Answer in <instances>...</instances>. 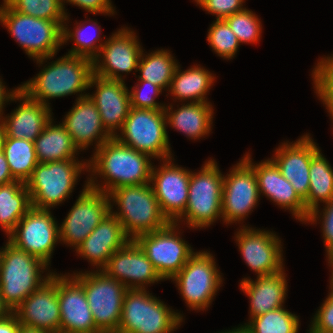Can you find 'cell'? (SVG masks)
<instances>
[{
	"instance_id": "1",
	"label": "cell",
	"mask_w": 333,
	"mask_h": 333,
	"mask_svg": "<svg viewBox=\"0 0 333 333\" xmlns=\"http://www.w3.org/2000/svg\"><path fill=\"white\" fill-rule=\"evenodd\" d=\"M149 155L138 152L130 146L119 142L112 137L102 144L89 161L88 168L92 172L104 176V186L95 183L90 177L89 187L109 193L116 188L130 185L148 184L150 182L152 164Z\"/></svg>"
},
{
	"instance_id": "2",
	"label": "cell",
	"mask_w": 333,
	"mask_h": 333,
	"mask_svg": "<svg viewBox=\"0 0 333 333\" xmlns=\"http://www.w3.org/2000/svg\"><path fill=\"white\" fill-rule=\"evenodd\" d=\"M92 75L91 59L66 54L20 86V90L29 98L49 106L48 98L64 97L88 89Z\"/></svg>"
},
{
	"instance_id": "3",
	"label": "cell",
	"mask_w": 333,
	"mask_h": 333,
	"mask_svg": "<svg viewBox=\"0 0 333 333\" xmlns=\"http://www.w3.org/2000/svg\"><path fill=\"white\" fill-rule=\"evenodd\" d=\"M108 196L120 208V212L115 213L110 206V212L121 222L131 240L141 234L162 229L170 223L162 213L150 183L122 186L110 191Z\"/></svg>"
},
{
	"instance_id": "4",
	"label": "cell",
	"mask_w": 333,
	"mask_h": 333,
	"mask_svg": "<svg viewBox=\"0 0 333 333\" xmlns=\"http://www.w3.org/2000/svg\"><path fill=\"white\" fill-rule=\"evenodd\" d=\"M2 249L0 250V295L13 312L32 292L47 281L52 273L43 278L40 272L46 270L47 264L9 241Z\"/></svg>"
},
{
	"instance_id": "5",
	"label": "cell",
	"mask_w": 333,
	"mask_h": 333,
	"mask_svg": "<svg viewBox=\"0 0 333 333\" xmlns=\"http://www.w3.org/2000/svg\"><path fill=\"white\" fill-rule=\"evenodd\" d=\"M0 21L26 51V54L43 64L54 57L62 45L63 22H55L21 14L5 1L0 7Z\"/></svg>"
},
{
	"instance_id": "6",
	"label": "cell",
	"mask_w": 333,
	"mask_h": 333,
	"mask_svg": "<svg viewBox=\"0 0 333 333\" xmlns=\"http://www.w3.org/2000/svg\"><path fill=\"white\" fill-rule=\"evenodd\" d=\"M181 322V314L169 309L145 289H128L116 333H170Z\"/></svg>"
},
{
	"instance_id": "7",
	"label": "cell",
	"mask_w": 333,
	"mask_h": 333,
	"mask_svg": "<svg viewBox=\"0 0 333 333\" xmlns=\"http://www.w3.org/2000/svg\"><path fill=\"white\" fill-rule=\"evenodd\" d=\"M85 163H79L76 159L38 163L25 182L32 207L50 210V207L65 201L81 171L88 168Z\"/></svg>"
},
{
	"instance_id": "8",
	"label": "cell",
	"mask_w": 333,
	"mask_h": 333,
	"mask_svg": "<svg viewBox=\"0 0 333 333\" xmlns=\"http://www.w3.org/2000/svg\"><path fill=\"white\" fill-rule=\"evenodd\" d=\"M223 175L217 163L209 160L198 173L191 172L188 202L184 213L189 227H206L222 218Z\"/></svg>"
},
{
	"instance_id": "9",
	"label": "cell",
	"mask_w": 333,
	"mask_h": 333,
	"mask_svg": "<svg viewBox=\"0 0 333 333\" xmlns=\"http://www.w3.org/2000/svg\"><path fill=\"white\" fill-rule=\"evenodd\" d=\"M84 288L96 327L102 333H116L121 320L123 299L128 288L103 271L73 276Z\"/></svg>"
},
{
	"instance_id": "10",
	"label": "cell",
	"mask_w": 333,
	"mask_h": 333,
	"mask_svg": "<svg viewBox=\"0 0 333 333\" xmlns=\"http://www.w3.org/2000/svg\"><path fill=\"white\" fill-rule=\"evenodd\" d=\"M166 120L164 110L130 107L120 130L122 135H116L115 138L122 144L149 155L150 158H172Z\"/></svg>"
},
{
	"instance_id": "11",
	"label": "cell",
	"mask_w": 333,
	"mask_h": 333,
	"mask_svg": "<svg viewBox=\"0 0 333 333\" xmlns=\"http://www.w3.org/2000/svg\"><path fill=\"white\" fill-rule=\"evenodd\" d=\"M215 259L207 251L194 253L185 266L171 279L176 281L190 309H205L222 283Z\"/></svg>"
},
{
	"instance_id": "12",
	"label": "cell",
	"mask_w": 333,
	"mask_h": 333,
	"mask_svg": "<svg viewBox=\"0 0 333 333\" xmlns=\"http://www.w3.org/2000/svg\"><path fill=\"white\" fill-rule=\"evenodd\" d=\"M176 226V222H170L162 229L134 239L164 280L177 274L195 253L176 235Z\"/></svg>"
},
{
	"instance_id": "13",
	"label": "cell",
	"mask_w": 333,
	"mask_h": 333,
	"mask_svg": "<svg viewBox=\"0 0 333 333\" xmlns=\"http://www.w3.org/2000/svg\"><path fill=\"white\" fill-rule=\"evenodd\" d=\"M107 193L86 184L81 195L59 227L60 241L77 248L110 212Z\"/></svg>"
},
{
	"instance_id": "14",
	"label": "cell",
	"mask_w": 333,
	"mask_h": 333,
	"mask_svg": "<svg viewBox=\"0 0 333 333\" xmlns=\"http://www.w3.org/2000/svg\"><path fill=\"white\" fill-rule=\"evenodd\" d=\"M9 236L8 241L14 246L49 265L51 253L59 239V226L50 210L32 207Z\"/></svg>"
},
{
	"instance_id": "15",
	"label": "cell",
	"mask_w": 333,
	"mask_h": 333,
	"mask_svg": "<svg viewBox=\"0 0 333 333\" xmlns=\"http://www.w3.org/2000/svg\"><path fill=\"white\" fill-rule=\"evenodd\" d=\"M254 169L242 159L223 177L222 219L228 223L243 220L259 200Z\"/></svg>"
},
{
	"instance_id": "16",
	"label": "cell",
	"mask_w": 333,
	"mask_h": 333,
	"mask_svg": "<svg viewBox=\"0 0 333 333\" xmlns=\"http://www.w3.org/2000/svg\"><path fill=\"white\" fill-rule=\"evenodd\" d=\"M170 161L172 158L163 160L164 164L157 170L152 166L150 182L162 213L170 222H177L188 202L191 172Z\"/></svg>"
},
{
	"instance_id": "17",
	"label": "cell",
	"mask_w": 333,
	"mask_h": 333,
	"mask_svg": "<svg viewBox=\"0 0 333 333\" xmlns=\"http://www.w3.org/2000/svg\"><path fill=\"white\" fill-rule=\"evenodd\" d=\"M134 34L133 31L122 28L105 41L93 60V74L104 79L124 81L119 72L130 73L133 69L137 70L143 50ZM99 56L103 57L102 63L98 60Z\"/></svg>"
},
{
	"instance_id": "18",
	"label": "cell",
	"mask_w": 333,
	"mask_h": 333,
	"mask_svg": "<svg viewBox=\"0 0 333 333\" xmlns=\"http://www.w3.org/2000/svg\"><path fill=\"white\" fill-rule=\"evenodd\" d=\"M20 324L38 328L46 333H60V308L57 275L32 292L14 311Z\"/></svg>"
},
{
	"instance_id": "19",
	"label": "cell",
	"mask_w": 333,
	"mask_h": 333,
	"mask_svg": "<svg viewBox=\"0 0 333 333\" xmlns=\"http://www.w3.org/2000/svg\"><path fill=\"white\" fill-rule=\"evenodd\" d=\"M101 270L128 289H145V284L163 280L134 240H130L123 248L115 251Z\"/></svg>"
},
{
	"instance_id": "20",
	"label": "cell",
	"mask_w": 333,
	"mask_h": 333,
	"mask_svg": "<svg viewBox=\"0 0 333 333\" xmlns=\"http://www.w3.org/2000/svg\"><path fill=\"white\" fill-rule=\"evenodd\" d=\"M236 238L243 259L257 276L283 270L281 242L276 234L243 226Z\"/></svg>"
},
{
	"instance_id": "21",
	"label": "cell",
	"mask_w": 333,
	"mask_h": 333,
	"mask_svg": "<svg viewBox=\"0 0 333 333\" xmlns=\"http://www.w3.org/2000/svg\"><path fill=\"white\" fill-rule=\"evenodd\" d=\"M69 277L57 275L60 333H102L94 323L83 286Z\"/></svg>"
},
{
	"instance_id": "22",
	"label": "cell",
	"mask_w": 333,
	"mask_h": 333,
	"mask_svg": "<svg viewBox=\"0 0 333 333\" xmlns=\"http://www.w3.org/2000/svg\"><path fill=\"white\" fill-rule=\"evenodd\" d=\"M96 85V93L88 95L97 107L103 127L112 136H116V129L121 130L128 116L131 101L130 93L124 81L110 80L93 74L89 88Z\"/></svg>"
},
{
	"instance_id": "23",
	"label": "cell",
	"mask_w": 333,
	"mask_h": 333,
	"mask_svg": "<svg viewBox=\"0 0 333 333\" xmlns=\"http://www.w3.org/2000/svg\"><path fill=\"white\" fill-rule=\"evenodd\" d=\"M318 151L311 137L304 135L293 144L283 143L271 159L303 200L308 196L311 158Z\"/></svg>"
},
{
	"instance_id": "24",
	"label": "cell",
	"mask_w": 333,
	"mask_h": 333,
	"mask_svg": "<svg viewBox=\"0 0 333 333\" xmlns=\"http://www.w3.org/2000/svg\"><path fill=\"white\" fill-rule=\"evenodd\" d=\"M243 159L254 169L258 181L259 194L263 193L280 207L289 209L295 218L306 222L309 212L304 200L294 190L291 183L282 176L279 168L270 159L254 164L249 153Z\"/></svg>"
},
{
	"instance_id": "25",
	"label": "cell",
	"mask_w": 333,
	"mask_h": 333,
	"mask_svg": "<svg viewBox=\"0 0 333 333\" xmlns=\"http://www.w3.org/2000/svg\"><path fill=\"white\" fill-rule=\"evenodd\" d=\"M75 104L62 124L79 150H84L97 139L96 149H98L112 136L103 127L100 113L88 94L81 93Z\"/></svg>"
},
{
	"instance_id": "26",
	"label": "cell",
	"mask_w": 333,
	"mask_h": 333,
	"mask_svg": "<svg viewBox=\"0 0 333 333\" xmlns=\"http://www.w3.org/2000/svg\"><path fill=\"white\" fill-rule=\"evenodd\" d=\"M131 239L124 232L121 222L111 212L98 224L76 248L83 258L103 269L115 251L123 248Z\"/></svg>"
},
{
	"instance_id": "27",
	"label": "cell",
	"mask_w": 333,
	"mask_h": 333,
	"mask_svg": "<svg viewBox=\"0 0 333 333\" xmlns=\"http://www.w3.org/2000/svg\"><path fill=\"white\" fill-rule=\"evenodd\" d=\"M20 106L7 119H2L5 138L26 139L34 142L45 125L52 119L51 108L29 98L21 90L17 93Z\"/></svg>"
},
{
	"instance_id": "28",
	"label": "cell",
	"mask_w": 333,
	"mask_h": 333,
	"mask_svg": "<svg viewBox=\"0 0 333 333\" xmlns=\"http://www.w3.org/2000/svg\"><path fill=\"white\" fill-rule=\"evenodd\" d=\"M240 287L250 298V318L279 309L283 307L287 291L284 269L271 275L257 276L256 281L244 278Z\"/></svg>"
},
{
	"instance_id": "29",
	"label": "cell",
	"mask_w": 333,
	"mask_h": 333,
	"mask_svg": "<svg viewBox=\"0 0 333 333\" xmlns=\"http://www.w3.org/2000/svg\"><path fill=\"white\" fill-rule=\"evenodd\" d=\"M172 109L171 105L164 108L170 126L192 139L209 134L213 117V109L209 102H190L174 112Z\"/></svg>"
},
{
	"instance_id": "30",
	"label": "cell",
	"mask_w": 333,
	"mask_h": 333,
	"mask_svg": "<svg viewBox=\"0 0 333 333\" xmlns=\"http://www.w3.org/2000/svg\"><path fill=\"white\" fill-rule=\"evenodd\" d=\"M309 190L304 200L309 212L306 222H317L318 203H328L333 199V169L319 150L312 158L309 169Z\"/></svg>"
},
{
	"instance_id": "31",
	"label": "cell",
	"mask_w": 333,
	"mask_h": 333,
	"mask_svg": "<svg viewBox=\"0 0 333 333\" xmlns=\"http://www.w3.org/2000/svg\"><path fill=\"white\" fill-rule=\"evenodd\" d=\"M34 148L39 163L74 159L78 151L65 126L52 125V119L35 139Z\"/></svg>"
},
{
	"instance_id": "32",
	"label": "cell",
	"mask_w": 333,
	"mask_h": 333,
	"mask_svg": "<svg viewBox=\"0 0 333 333\" xmlns=\"http://www.w3.org/2000/svg\"><path fill=\"white\" fill-rule=\"evenodd\" d=\"M31 208L30 193L24 182L16 180L0 185V226L8 235Z\"/></svg>"
},
{
	"instance_id": "33",
	"label": "cell",
	"mask_w": 333,
	"mask_h": 333,
	"mask_svg": "<svg viewBox=\"0 0 333 333\" xmlns=\"http://www.w3.org/2000/svg\"><path fill=\"white\" fill-rule=\"evenodd\" d=\"M177 66L172 77L170 89L173 96L180 100H193L191 102H207L205 95L213 84L214 76L202 67H192L180 72Z\"/></svg>"
},
{
	"instance_id": "34",
	"label": "cell",
	"mask_w": 333,
	"mask_h": 333,
	"mask_svg": "<svg viewBox=\"0 0 333 333\" xmlns=\"http://www.w3.org/2000/svg\"><path fill=\"white\" fill-rule=\"evenodd\" d=\"M2 152L7 159L12 176L25 183L39 163L34 142L20 138H5Z\"/></svg>"
},
{
	"instance_id": "35",
	"label": "cell",
	"mask_w": 333,
	"mask_h": 333,
	"mask_svg": "<svg viewBox=\"0 0 333 333\" xmlns=\"http://www.w3.org/2000/svg\"><path fill=\"white\" fill-rule=\"evenodd\" d=\"M178 63L167 50H158L146 55L141 54L137 71H140L138 81H150L152 84L159 86L161 89L168 88L171 85L172 77Z\"/></svg>"
},
{
	"instance_id": "36",
	"label": "cell",
	"mask_w": 333,
	"mask_h": 333,
	"mask_svg": "<svg viewBox=\"0 0 333 333\" xmlns=\"http://www.w3.org/2000/svg\"><path fill=\"white\" fill-rule=\"evenodd\" d=\"M245 326L251 333H297L299 318L281 307L251 318Z\"/></svg>"
},
{
	"instance_id": "37",
	"label": "cell",
	"mask_w": 333,
	"mask_h": 333,
	"mask_svg": "<svg viewBox=\"0 0 333 333\" xmlns=\"http://www.w3.org/2000/svg\"><path fill=\"white\" fill-rule=\"evenodd\" d=\"M21 14L55 22H64L68 16L61 0H3Z\"/></svg>"
},
{
	"instance_id": "38",
	"label": "cell",
	"mask_w": 333,
	"mask_h": 333,
	"mask_svg": "<svg viewBox=\"0 0 333 333\" xmlns=\"http://www.w3.org/2000/svg\"><path fill=\"white\" fill-rule=\"evenodd\" d=\"M207 41L213 50L224 59L236 54L240 42L225 20H215L209 29Z\"/></svg>"
},
{
	"instance_id": "39",
	"label": "cell",
	"mask_w": 333,
	"mask_h": 333,
	"mask_svg": "<svg viewBox=\"0 0 333 333\" xmlns=\"http://www.w3.org/2000/svg\"><path fill=\"white\" fill-rule=\"evenodd\" d=\"M241 43H255L261 33L260 19L246 8L224 19Z\"/></svg>"
},
{
	"instance_id": "40",
	"label": "cell",
	"mask_w": 333,
	"mask_h": 333,
	"mask_svg": "<svg viewBox=\"0 0 333 333\" xmlns=\"http://www.w3.org/2000/svg\"><path fill=\"white\" fill-rule=\"evenodd\" d=\"M83 24L80 23V25L75 27V31L71 32L68 27H65V25L62 26V44L68 41V39L72 38L75 42L74 48L68 52L69 55H76V56H83L86 58L91 59L92 61L98 56L100 49L102 48L104 43H100L99 46L95 45V42H97L100 38L99 34L101 32L100 26L95 27L97 28V31H99L97 37H94L93 35L89 36L87 32H84ZM91 27V26H90ZM87 28V27H86ZM100 29V30H99Z\"/></svg>"
},
{
	"instance_id": "41",
	"label": "cell",
	"mask_w": 333,
	"mask_h": 333,
	"mask_svg": "<svg viewBox=\"0 0 333 333\" xmlns=\"http://www.w3.org/2000/svg\"><path fill=\"white\" fill-rule=\"evenodd\" d=\"M140 85H143L140 87ZM147 86L150 91V95L146 92L144 93L141 88ZM162 92V89L152 84L150 81H140L133 90L130 91V101L131 107L140 109H151V110H164L166 106H161L159 103L155 102V98ZM152 95V96H151ZM155 96V97H154Z\"/></svg>"
},
{
	"instance_id": "42",
	"label": "cell",
	"mask_w": 333,
	"mask_h": 333,
	"mask_svg": "<svg viewBox=\"0 0 333 333\" xmlns=\"http://www.w3.org/2000/svg\"><path fill=\"white\" fill-rule=\"evenodd\" d=\"M317 95H333V55L323 58L312 72Z\"/></svg>"
},
{
	"instance_id": "43",
	"label": "cell",
	"mask_w": 333,
	"mask_h": 333,
	"mask_svg": "<svg viewBox=\"0 0 333 333\" xmlns=\"http://www.w3.org/2000/svg\"><path fill=\"white\" fill-rule=\"evenodd\" d=\"M200 7L210 14L217 16V20H224L230 15L243 11L244 0H195Z\"/></svg>"
},
{
	"instance_id": "44",
	"label": "cell",
	"mask_w": 333,
	"mask_h": 333,
	"mask_svg": "<svg viewBox=\"0 0 333 333\" xmlns=\"http://www.w3.org/2000/svg\"><path fill=\"white\" fill-rule=\"evenodd\" d=\"M316 333H333V302L327 297L310 327Z\"/></svg>"
},
{
	"instance_id": "45",
	"label": "cell",
	"mask_w": 333,
	"mask_h": 333,
	"mask_svg": "<svg viewBox=\"0 0 333 333\" xmlns=\"http://www.w3.org/2000/svg\"><path fill=\"white\" fill-rule=\"evenodd\" d=\"M66 1V0H65ZM64 0H61V4L64 7ZM64 2V3H63ZM66 2L73 3V5H77L78 7H82L86 11L93 13H105V14H114V9L112 7V3L110 0H67Z\"/></svg>"
},
{
	"instance_id": "46",
	"label": "cell",
	"mask_w": 333,
	"mask_h": 333,
	"mask_svg": "<svg viewBox=\"0 0 333 333\" xmlns=\"http://www.w3.org/2000/svg\"><path fill=\"white\" fill-rule=\"evenodd\" d=\"M323 211V237L327 254L333 251V199L326 203Z\"/></svg>"
},
{
	"instance_id": "47",
	"label": "cell",
	"mask_w": 333,
	"mask_h": 333,
	"mask_svg": "<svg viewBox=\"0 0 333 333\" xmlns=\"http://www.w3.org/2000/svg\"><path fill=\"white\" fill-rule=\"evenodd\" d=\"M19 327L20 322L14 312L0 319V333H17Z\"/></svg>"
},
{
	"instance_id": "48",
	"label": "cell",
	"mask_w": 333,
	"mask_h": 333,
	"mask_svg": "<svg viewBox=\"0 0 333 333\" xmlns=\"http://www.w3.org/2000/svg\"><path fill=\"white\" fill-rule=\"evenodd\" d=\"M16 181L12 176L7 159L5 158L4 153L0 152V185H6Z\"/></svg>"
},
{
	"instance_id": "49",
	"label": "cell",
	"mask_w": 333,
	"mask_h": 333,
	"mask_svg": "<svg viewBox=\"0 0 333 333\" xmlns=\"http://www.w3.org/2000/svg\"><path fill=\"white\" fill-rule=\"evenodd\" d=\"M20 90V87H18L17 89L13 90L10 93H7L5 90L4 85L2 84V81L0 79V118L2 116L3 113L2 109H3V105L5 104V101H9V100H16L17 99V93Z\"/></svg>"
},
{
	"instance_id": "50",
	"label": "cell",
	"mask_w": 333,
	"mask_h": 333,
	"mask_svg": "<svg viewBox=\"0 0 333 333\" xmlns=\"http://www.w3.org/2000/svg\"><path fill=\"white\" fill-rule=\"evenodd\" d=\"M320 100H323V104L326 105V109H328L332 119H333V95H318Z\"/></svg>"
},
{
	"instance_id": "51",
	"label": "cell",
	"mask_w": 333,
	"mask_h": 333,
	"mask_svg": "<svg viewBox=\"0 0 333 333\" xmlns=\"http://www.w3.org/2000/svg\"><path fill=\"white\" fill-rule=\"evenodd\" d=\"M17 333H46L38 328L20 324Z\"/></svg>"
},
{
	"instance_id": "52",
	"label": "cell",
	"mask_w": 333,
	"mask_h": 333,
	"mask_svg": "<svg viewBox=\"0 0 333 333\" xmlns=\"http://www.w3.org/2000/svg\"><path fill=\"white\" fill-rule=\"evenodd\" d=\"M12 311L10 308L4 303L3 298L0 295V319H3L10 315Z\"/></svg>"
},
{
	"instance_id": "53",
	"label": "cell",
	"mask_w": 333,
	"mask_h": 333,
	"mask_svg": "<svg viewBox=\"0 0 333 333\" xmlns=\"http://www.w3.org/2000/svg\"><path fill=\"white\" fill-rule=\"evenodd\" d=\"M222 333H251V331L244 325H242L241 327L239 328H235L233 330H229V331H225V332H222Z\"/></svg>"
},
{
	"instance_id": "54",
	"label": "cell",
	"mask_w": 333,
	"mask_h": 333,
	"mask_svg": "<svg viewBox=\"0 0 333 333\" xmlns=\"http://www.w3.org/2000/svg\"><path fill=\"white\" fill-rule=\"evenodd\" d=\"M4 139H5L4 127L0 118V152L2 151L3 148Z\"/></svg>"
},
{
	"instance_id": "55",
	"label": "cell",
	"mask_w": 333,
	"mask_h": 333,
	"mask_svg": "<svg viewBox=\"0 0 333 333\" xmlns=\"http://www.w3.org/2000/svg\"><path fill=\"white\" fill-rule=\"evenodd\" d=\"M328 255V260H329V264L332 266L333 268V251L330 252ZM331 282H333V270H332V277H331Z\"/></svg>"
},
{
	"instance_id": "56",
	"label": "cell",
	"mask_w": 333,
	"mask_h": 333,
	"mask_svg": "<svg viewBox=\"0 0 333 333\" xmlns=\"http://www.w3.org/2000/svg\"><path fill=\"white\" fill-rule=\"evenodd\" d=\"M331 292L328 295V298L333 302V282H330Z\"/></svg>"
},
{
	"instance_id": "57",
	"label": "cell",
	"mask_w": 333,
	"mask_h": 333,
	"mask_svg": "<svg viewBox=\"0 0 333 333\" xmlns=\"http://www.w3.org/2000/svg\"><path fill=\"white\" fill-rule=\"evenodd\" d=\"M309 333H316V332H314L313 330L310 329Z\"/></svg>"
}]
</instances>
